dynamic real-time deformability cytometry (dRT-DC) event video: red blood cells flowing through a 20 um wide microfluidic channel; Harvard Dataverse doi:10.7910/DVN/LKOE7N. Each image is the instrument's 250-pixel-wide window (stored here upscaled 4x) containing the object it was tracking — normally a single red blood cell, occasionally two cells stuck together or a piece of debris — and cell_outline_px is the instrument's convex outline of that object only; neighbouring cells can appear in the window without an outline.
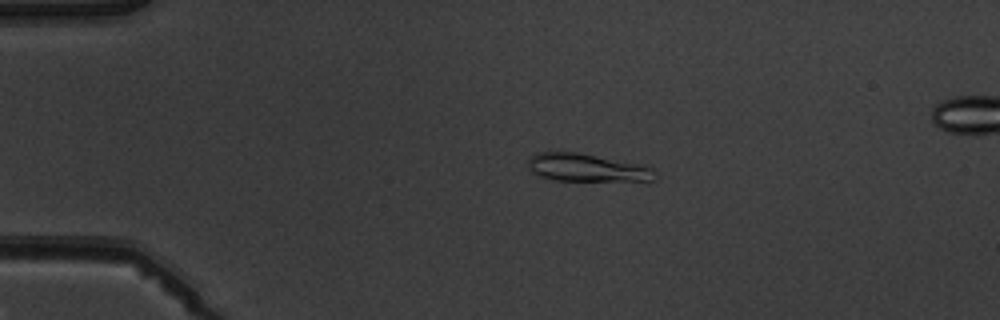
{"species": "common noctule bat (a hibernating species)", "species_latin": "Nyctalus noctula", "temperature_condition": "warm", "stored_images_in_passage": 5, "camera_frame_rate_fps": 3000, "um_per_image_px": 0.085, "animal": {"sex": "male", "body_mass_g": 19.5, "forearm_length_mm": 54.6}, "frame": {"image": 1, "passage_image": 4, "time_ms": 3.667, "image_size_px": [1000, 320], "cell_outline_px": [[656, 180], [556, 180], [536, 176], [528, 168], [528, 160], [536, 152], [576, 152], [644, 164], [652, 168], [656, 172]], "centroid_in_image_um": [49.88, 14.24], "position_along_channel_um": 35.1, "area_um2": 20.63}}